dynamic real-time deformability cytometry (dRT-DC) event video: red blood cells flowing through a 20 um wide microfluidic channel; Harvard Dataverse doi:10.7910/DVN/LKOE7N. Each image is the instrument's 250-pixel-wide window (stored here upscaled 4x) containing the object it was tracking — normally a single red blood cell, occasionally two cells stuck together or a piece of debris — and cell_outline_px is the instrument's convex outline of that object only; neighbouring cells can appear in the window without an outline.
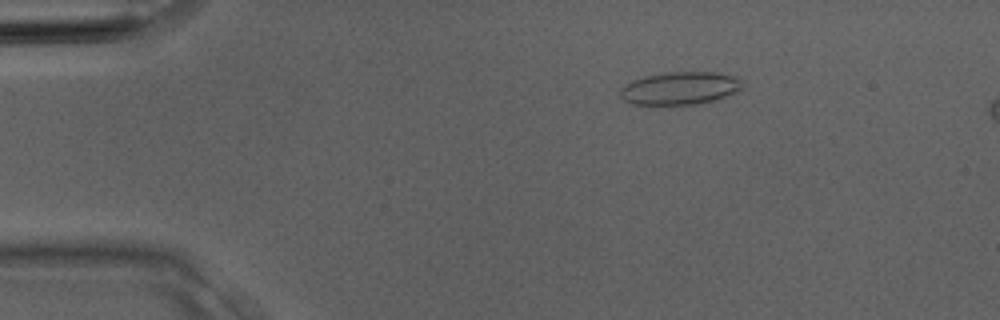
{"species": "Egyptian fruit bat (a non-hibernating species)", "species_latin": "Rousettus aegyptiacus", "temperature_condition": "room temperature", "stored_images_in_passage": 4, "camera_frame_rate_fps": 3000, "um_per_image_px": 0.085, "animal": {"sex": "male"}, "frame": {"image": 1, "passage_image": 2, "time_ms": 0.333, "image_size_px": [1000, 320], "cell_outline_px": [[740, 88], [736, 92], [716, 100], [700, 104], [632, 104], [624, 100], [620, 96], [620, 88], [624, 84], [632, 80], [644, 76], [664, 72], [712, 72], [732, 76], [740, 80]], "centroid_in_image_um": [57.74, 7.5], "position_along_channel_um": 27.3, "area_um2": 23.24}}